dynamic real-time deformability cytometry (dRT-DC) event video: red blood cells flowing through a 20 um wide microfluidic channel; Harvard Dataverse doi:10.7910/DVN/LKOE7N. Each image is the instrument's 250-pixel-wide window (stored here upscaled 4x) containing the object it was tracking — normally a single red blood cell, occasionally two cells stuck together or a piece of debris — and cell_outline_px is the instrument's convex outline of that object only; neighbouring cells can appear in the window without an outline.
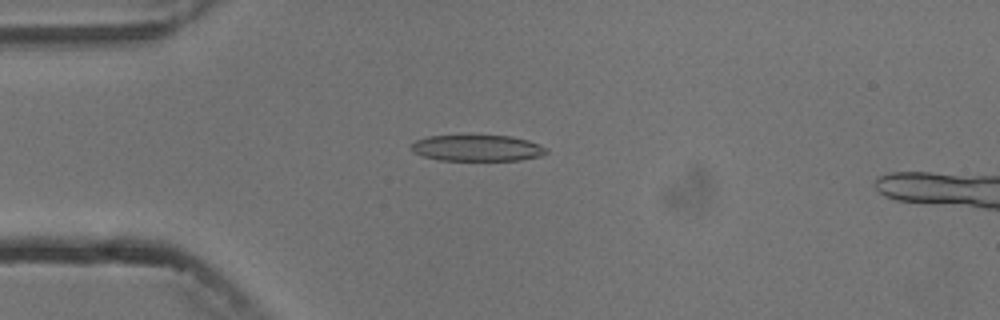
{"species": "common noctule bat (a hibernating species)", "species_latin": "Nyctalus noctula", "temperature_condition": "cold", "stored_images_in_passage": 6, "camera_frame_rate_fps": 3000, "um_per_image_px": 0.085, "animal": {"sex": "male", "body_mass_g": 13.3}, "frame": {"image": 1, "passage_image": 3, "time_ms": 2.333, "image_size_px": [1000, 320], "cell_outline_px": [[548, 152], [540, 156], [520, 160], [440, 160], [424, 156], [416, 152], [412, 148], [412, 144], [416, 140], [428, 136], [512, 136], [528, 140], [548, 148]], "centroid_in_image_um": [40.62, 12.58], "position_along_channel_um": 44.4, "area_um2": 20.35}}
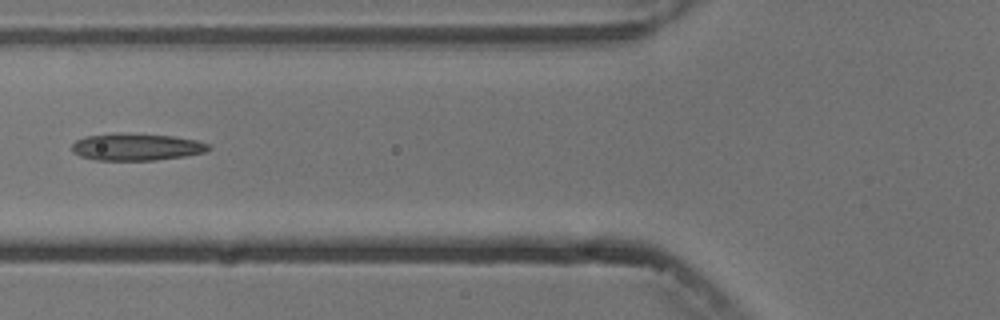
{"frame": {"image": 2, "passage_image": 5, "time_ms": 4.667, "image_size_px": [1000, 320], "cell_outline_px": [[212, 148], [208, 152], [184, 156], [156, 160], [96, 160], [80, 156], [72, 152], [72, 144], [76, 140], [84, 136], [112, 132], [120, 132], [172, 136], [196, 140], [208, 144]], "centroid_in_image_um": [11.57, 12.48], "position_along_channel_um": 114.2, "area_um2": 21.91}}
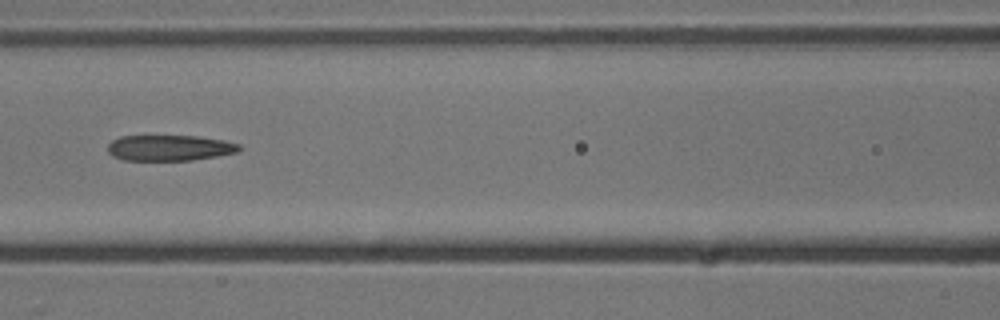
{"frame": {"image": 3, "passage_image": 6, "time_ms": 5.667, "image_size_px": [1000, 320], "cell_outline_px": [[240, 148], [236, 152], [216, 156], [192, 160], [124, 160], [112, 156], [108, 152], [108, 144], [112, 140], [120, 136], [200, 136], [224, 140], [240, 144]], "centroid_in_image_um": [14.39, 12.56], "position_along_channel_um": 152.2, "area_um2": 19.71}}